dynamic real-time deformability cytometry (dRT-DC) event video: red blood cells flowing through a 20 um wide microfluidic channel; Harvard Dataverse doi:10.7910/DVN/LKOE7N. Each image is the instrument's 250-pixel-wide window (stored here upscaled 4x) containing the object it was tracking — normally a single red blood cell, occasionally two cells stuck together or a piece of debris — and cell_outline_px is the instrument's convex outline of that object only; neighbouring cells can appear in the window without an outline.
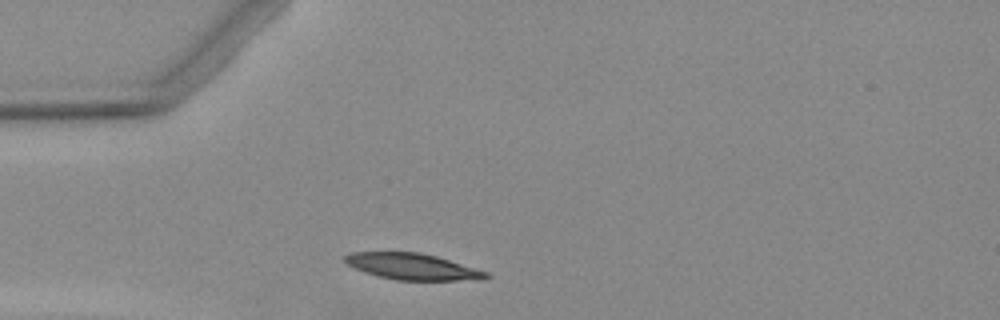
{"species": "Egyptian fruit bat (a non-hibernating species)", "species_latin": "Rousettus aegyptiacus", "temperature_condition": "warm", "stored_images_in_passage": 1, "camera_frame_rate_fps": 3000, "um_per_image_px": 0.085, "animal": {"sex": "female"}, "frame": {"image": 1, "passage_image": 1, "time_ms": 0.0, "image_size_px": [1000, 320], "cell_outline_px": [[488, 276], [484, 280], [396, 280], [376, 276], [364, 272], [348, 264], [344, 260], [344, 256], [348, 252], [420, 252], [436, 256], [476, 268], [488, 272]], "centroid_in_image_um": [35.05, 22.66], "position_along_channel_um": 50.0, "area_um2": 21.62}}